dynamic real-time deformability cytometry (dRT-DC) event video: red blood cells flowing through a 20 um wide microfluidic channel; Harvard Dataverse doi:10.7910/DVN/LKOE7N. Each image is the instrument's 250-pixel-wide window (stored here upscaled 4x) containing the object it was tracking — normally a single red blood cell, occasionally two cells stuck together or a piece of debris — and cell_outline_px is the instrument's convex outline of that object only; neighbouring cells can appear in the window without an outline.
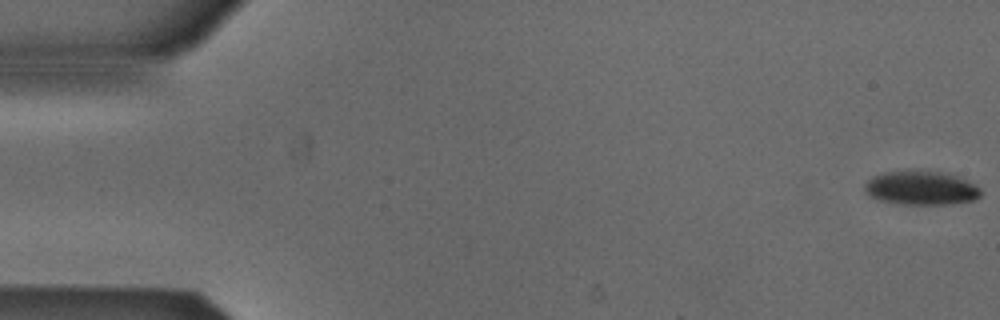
{"species": "Egyptian fruit bat (a non-hibernating species)", "species_latin": "Rousettus aegyptiacus", "temperature_condition": "cold", "stored_images_in_passage": 53, "camera_frame_rate_fps": 3000, "um_per_image_px": 0.085, "animal": {"sex": "male"}, "frame": {"image": 1, "passage_image": 1, "time_ms": 0.0, "image_size_px": [1000, 320], "cell_outline_px": [[984, 192], [976, 200], [952, 204], [904, 204], [880, 200], [864, 192], [864, 184], [872, 176], [884, 172], [920, 168], [944, 172], [956, 176], [980, 188]], "centroid_in_image_um": [78.3, 15.95], "position_along_channel_um": 6.7, "area_um2": 23.47}}
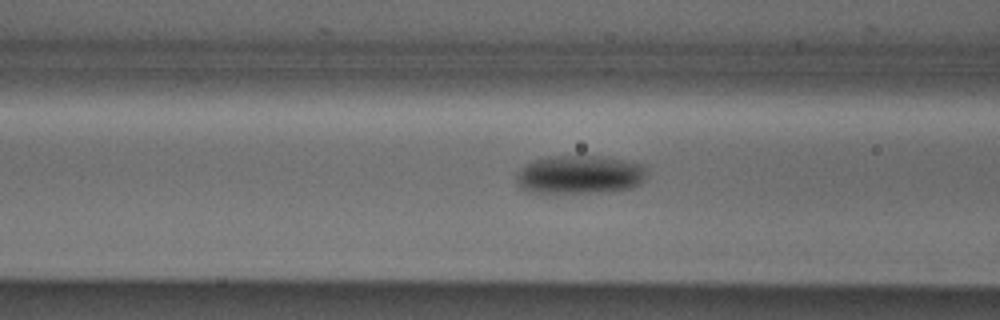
{"frame": {"image": 2, "passage_image": 21, "time_ms": 6.667, "image_size_px": [1000, 320], "cell_outline_px": [[644, 180], [640, 184], [632, 188], [600, 192], [528, 192], [520, 188], [516, 180], [516, 176], [524, 164], [532, 160], [548, 156], [604, 156], [644, 164]], "centroid_in_image_um": [49.25, 14.83], "position_along_channel_um": 117.3, "area_um2": 29.3}}
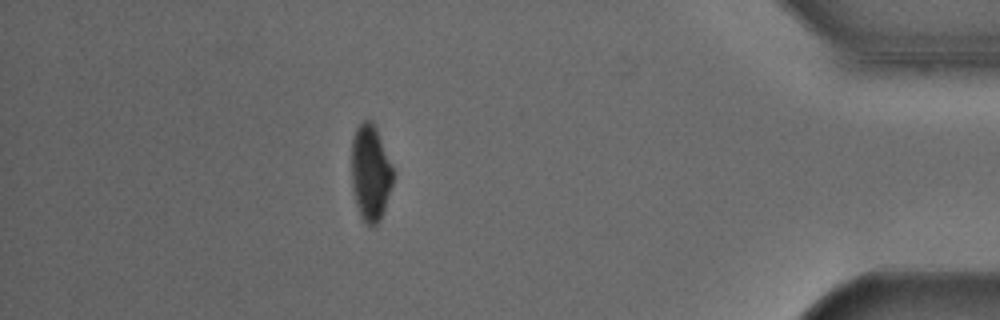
{"frame": {"image": 3, "passage_image": 47, "time_ms": 15.333, "image_size_px": [1000, 320], "cell_outline_px": [[396, 172], [380, 220], [372, 228], [360, 216], [356, 204], [352, 188], [352, 140], [356, 128], [364, 120], [372, 120], [376, 128]], "centroid_in_image_um": [31.5, 14.68], "position_along_channel_um": 403.7, "area_um2": 23.35}, "authors_computed_cell_mechanics": {"area_um2": 26.299, "velocity_mm_per_s": 3.8649, "shape_relaxation_time_tau1_ms": 2.9736, "shape_relaxation_time_tau2_ms": null, "deformation_change_tau1": 0.1141, "deformation_change_tau2": null}}